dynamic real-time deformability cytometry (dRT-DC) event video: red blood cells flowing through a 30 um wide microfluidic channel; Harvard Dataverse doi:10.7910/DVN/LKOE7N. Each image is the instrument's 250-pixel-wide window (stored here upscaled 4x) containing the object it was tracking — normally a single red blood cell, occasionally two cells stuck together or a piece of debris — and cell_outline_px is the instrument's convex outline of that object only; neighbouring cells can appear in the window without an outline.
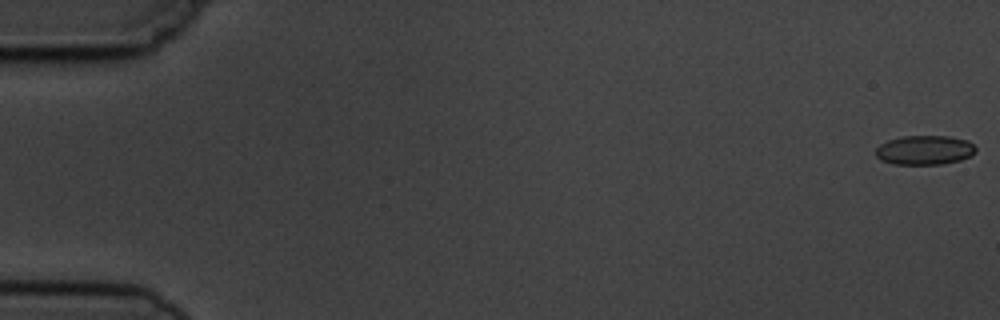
{"species": "common noctule bat (a hibernating species)", "species_latin": "Nyctalus noctula", "temperature_condition": "cold", "stored_images_in_passage": 11, "camera_frame_rate_fps": 3000, "um_per_image_px": 0.085, "animal": {"sex": "male", "body_mass_g": 19.5, "forearm_length_mm": 54.6}, "frame": {"image": 1, "passage_image": 1, "time_ms": 0.0, "image_size_px": [1000, 320], "cell_outline_px": [[976, 152], [972, 156], [960, 160], [940, 164], [892, 164], [880, 160], [876, 156], [876, 148], [880, 144], [888, 140], [904, 136], [952, 136], [968, 140], [976, 148]], "centroid_in_image_um": [78.61, 12.75], "position_along_channel_um": 6.4, "area_um2": 17.22}}
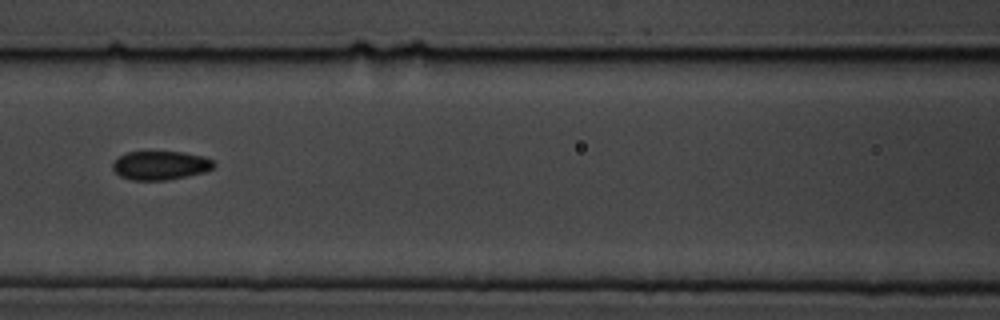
{"frame": {"image": 2, "passage_image": 7, "time_ms": 8.0, "image_size_px": [1000, 320], "cell_outline_px": [[216, 164], [212, 168], [204, 172], [188, 176], [168, 180], [132, 180], [120, 176], [112, 168], [112, 164], [120, 156], [128, 152], [184, 152], [204, 156], [212, 160]], "centroid_in_image_um": [13.66, 14.06], "position_along_channel_um": 152.9, "area_um2": 16.94}}
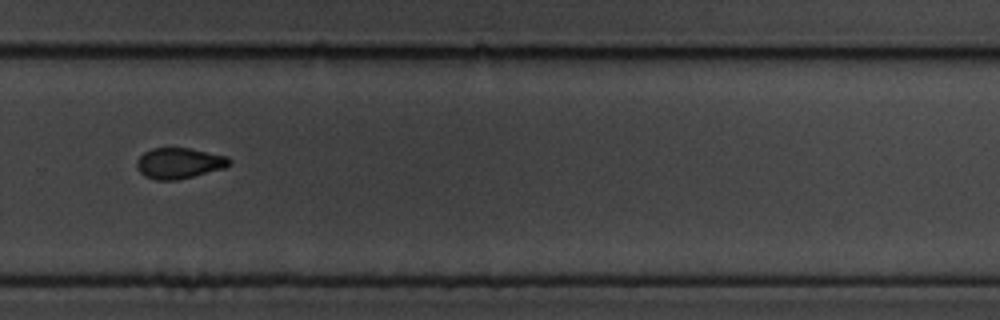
{"frame": {"image": 3, "passage_image": 11, "time_ms": 12.333, "image_size_px": [1000, 320], "cell_outline_px": [[232, 164], [224, 168], [176, 180], [156, 180], [144, 176], [136, 168], [136, 160], [144, 152], [152, 148], [188, 148], [228, 156], [232, 160]], "centroid_in_image_um": [15.22, 13.87], "position_along_channel_um": 314.6, "area_um2": 16.65}}